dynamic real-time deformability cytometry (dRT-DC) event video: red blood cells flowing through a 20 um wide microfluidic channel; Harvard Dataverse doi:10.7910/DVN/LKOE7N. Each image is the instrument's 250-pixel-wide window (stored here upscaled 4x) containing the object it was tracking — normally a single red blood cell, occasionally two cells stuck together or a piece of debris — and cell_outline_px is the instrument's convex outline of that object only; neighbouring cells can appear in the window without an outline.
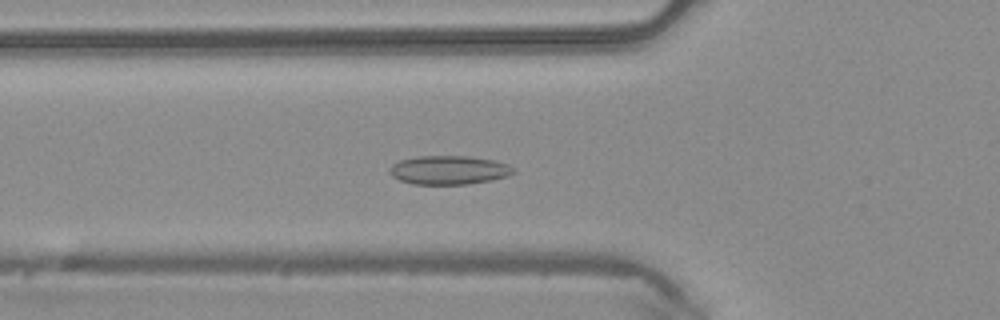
{"species": "common noctule bat (a hibernating species)", "species_latin": "Nyctalus noctula", "temperature_condition": "warm", "stored_images_in_passage": 37, "camera_frame_rate_fps": 3000, "um_per_image_px": 0.085, "animal": {"sex": "male", "body_mass_g": 20.4}, "frame": {"image": 1, "passage_image": 7, "time_ms": 2.0, "image_size_px": [1000, 320], "cell_outline_px": [[516, 172], [508, 176], [492, 180], [468, 184], [412, 184], [400, 180], [392, 176], [388, 172], [388, 168], [392, 164], [400, 160], [416, 156], [468, 156], [492, 160], [508, 164], [516, 168]], "centroid_in_image_um": [38.15, 14.45], "position_along_channel_um": 87.6, "area_um2": 20.98}}
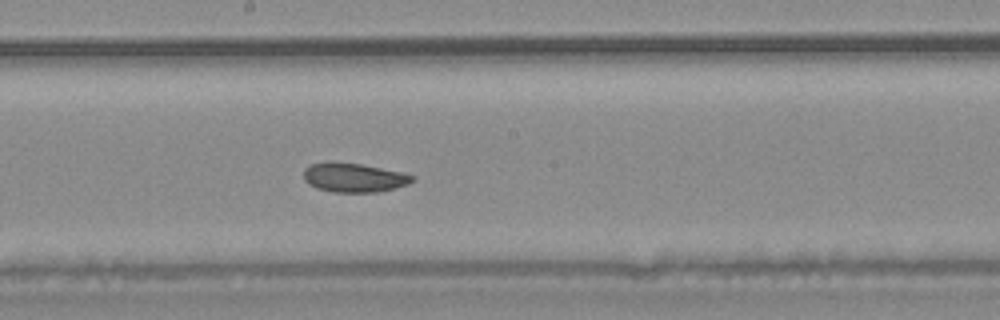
{"frame": {"image": 2, "passage_image": 16, "time_ms": 5.0, "image_size_px": [1000, 320], "cell_outline_px": [[416, 180], [408, 184], [396, 188], [380, 192], [332, 192], [316, 188], [308, 184], [304, 180], [304, 168], [312, 164], [360, 164], [400, 172], [416, 176]], "centroid_in_image_um": [30.13, 15.14], "position_along_channel_um": 218.1, "area_um2": 18.03}}
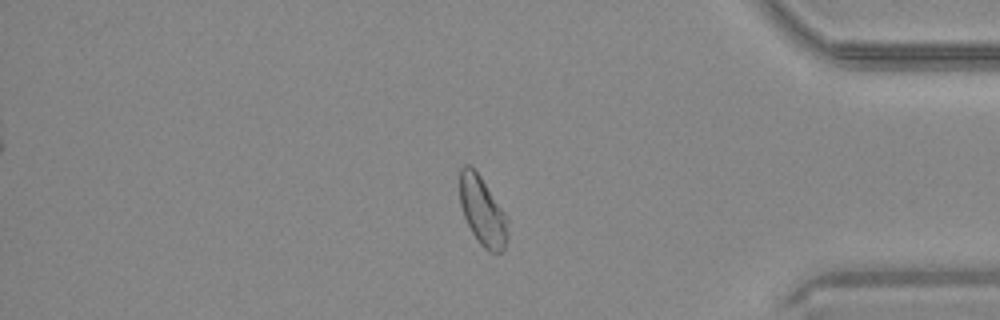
{"frame": {"image": 3, "passage_image": 30, "time_ms": 9.667, "image_size_px": [1000, 320], "cell_outline_px": [[508, 236], [504, 248], [500, 252], [492, 252], [484, 248], [480, 244], [472, 232], [464, 216], [460, 204], [460, 168], [464, 164], [468, 164], [480, 176], [508, 216]], "centroid_in_image_um": [41.03, 17.95], "position_along_channel_um": 394.2, "area_um2": 19.19}}